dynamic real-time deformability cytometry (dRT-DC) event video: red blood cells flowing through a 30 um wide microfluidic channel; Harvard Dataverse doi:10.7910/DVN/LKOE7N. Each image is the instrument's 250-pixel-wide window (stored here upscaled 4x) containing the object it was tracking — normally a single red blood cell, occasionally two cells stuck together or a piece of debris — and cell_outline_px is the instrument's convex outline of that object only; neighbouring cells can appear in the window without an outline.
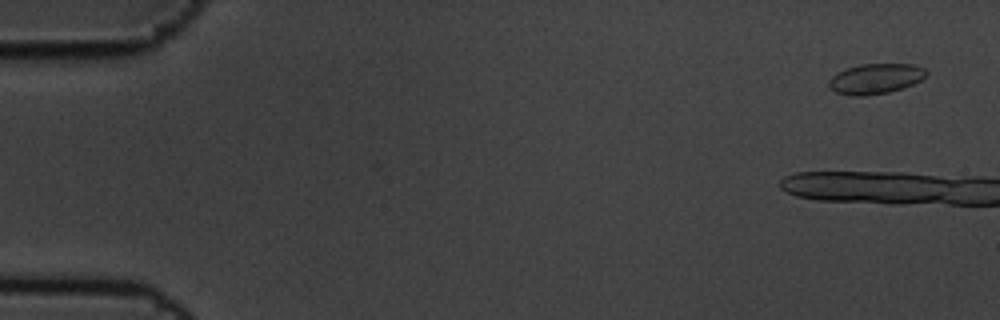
{"species": "common noctule bat (a hibernating species)", "species_latin": "Nyctalus noctula", "temperature_condition": "cold", "stored_images_in_passage": 4, "camera_frame_rate_fps": 3000, "um_per_image_px": 0.085, "animal": {"sex": "male", "body_mass_g": 19.5, "forearm_length_mm": 54.6}, "frame": {"image": 1, "passage_image": 1, "time_ms": 0.0, "image_size_px": [1000, 320], "cell_outline_px": [[928, 72], [920, 80], [912, 84], [888, 92], [864, 96], [852, 96], [836, 92], [828, 84], [828, 80], [836, 72], [860, 64], [912, 64], [924, 68]], "centroid_in_image_um": [74.39, 6.68], "position_along_channel_um": 10.6, "area_um2": 16.99}}